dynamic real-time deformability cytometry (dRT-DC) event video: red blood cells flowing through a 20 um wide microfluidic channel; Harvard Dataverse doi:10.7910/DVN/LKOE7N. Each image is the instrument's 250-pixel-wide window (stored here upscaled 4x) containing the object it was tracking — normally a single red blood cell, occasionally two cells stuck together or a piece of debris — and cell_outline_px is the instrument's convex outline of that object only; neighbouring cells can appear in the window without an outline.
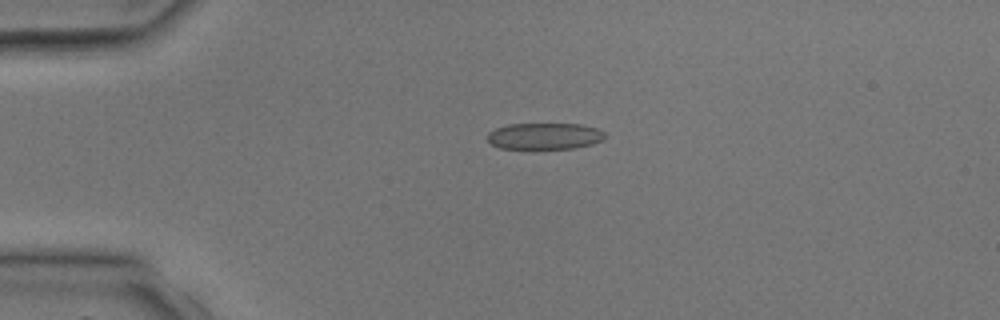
{"species": "common noctule bat (a hibernating species)", "species_latin": "Nyctalus noctula", "temperature_condition": "room temperature", "stored_images_in_passage": 2, "camera_frame_rate_fps": 3000, "um_per_image_px": 0.085, "animal": {"sex": "male", "body_mass_g": 17.9, "forearm_length_mm": 54.2}, "frame": {"image": 1, "passage_image": 1, "time_ms": 0.0, "image_size_px": [1000, 320], "cell_outline_px": [[608, 136], [604, 140], [592, 144], [576, 148], [500, 148], [492, 144], [488, 140], [488, 132], [496, 128], [508, 124], [580, 124], [596, 128], [604, 132]], "centroid_in_image_um": [46.33, 11.56], "position_along_channel_um": 38.7, "area_um2": 18.09}}
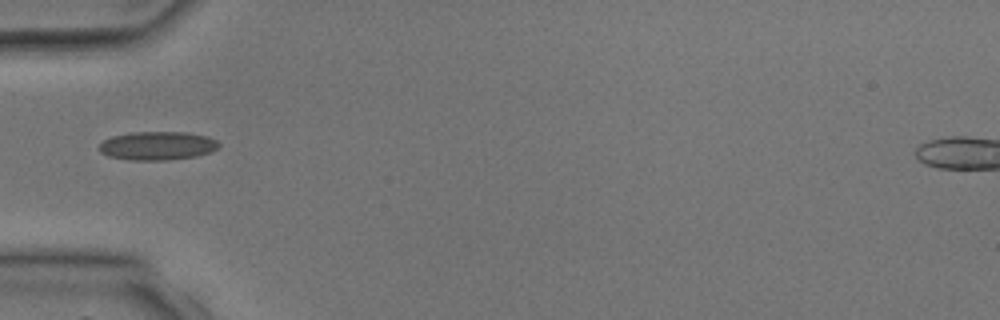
{"frame": {"image": 2, "passage_image": 2, "time_ms": 1.333, "image_size_px": [1000, 320], "cell_outline_px": [[220, 148], [212, 152], [196, 156], [168, 160], [128, 160], [108, 156], [100, 152], [100, 144], [104, 140], [112, 136], [132, 132], [184, 132], [208, 136], [216, 140], [220, 144]], "centroid_in_image_um": [13.41, 12.39], "position_along_channel_um": 71.6, "area_um2": 20.06}}